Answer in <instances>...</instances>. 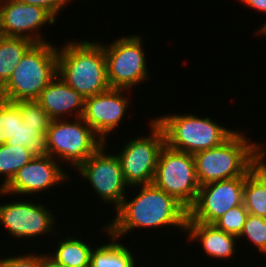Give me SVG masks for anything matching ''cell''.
I'll return each instance as SVG.
<instances>
[{"label":"cell","instance_id":"obj_1","mask_svg":"<svg viewBox=\"0 0 266 267\" xmlns=\"http://www.w3.org/2000/svg\"><path fill=\"white\" fill-rule=\"evenodd\" d=\"M139 192L128 200L125 196L115 209L116 215L108 221V233L119 239L135 229L174 227L186 232L188 210L173 196L153 183L134 186ZM170 226V227H168Z\"/></svg>","mask_w":266,"mask_h":267},{"label":"cell","instance_id":"obj_2","mask_svg":"<svg viewBox=\"0 0 266 267\" xmlns=\"http://www.w3.org/2000/svg\"><path fill=\"white\" fill-rule=\"evenodd\" d=\"M75 39L57 47V75L85 99L110 89L100 42Z\"/></svg>","mask_w":266,"mask_h":267},{"label":"cell","instance_id":"obj_3","mask_svg":"<svg viewBox=\"0 0 266 267\" xmlns=\"http://www.w3.org/2000/svg\"><path fill=\"white\" fill-rule=\"evenodd\" d=\"M236 131L220 146L193 154L199 185L246 177L259 157V142L251 141L246 133Z\"/></svg>","mask_w":266,"mask_h":267},{"label":"cell","instance_id":"obj_4","mask_svg":"<svg viewBox=\"0 0 266 267\" xmlns=\"http://www.w3.org/2000/svg\"><path fill=\"white\" fill-rule=\"evenodd\" d=\"M57 46L51 42L34 44L0 89V98L10 102L36 100L57 75Z\"/></svg>","mask_w":266,"mask_h":267},{"label":"cell","instance_id":"obj_5","mask_svg":"<svg viewBox=\"0 0 266 267\" xmlns=\"http://www.w3.org/2000/svg\"><path fill=\"white\" fill-rule=\"evenodd\" d=\"M154 121L162 128L168 147L190 154L220 146L237 131L195 114H167Z\"/></svg>","mask_w":266,"mask_h":267},{"label":"cell","instance_id":"obj_6","mask_svg":"<svg viewBox=\"0 0 266 267\" xmlns=\"http://www.w3.org/2000/svg\"><path fill=\"white\" fill-rule=\"evenodd\" d=\"M103 143L82 117L52 120L46 133L47 154L59 162L65 161L73 169L85 162Z\"/></svg>","mask_w":266,"mask_h":267},{"label":"cell","instance_id":"obj_7","mask_svg":"<svg viewBox=\"0 0 266 267\" xmlns=\"http://www.w3.org/2000/svg\"><path fill=\"white\" fill-rule=\"evenodd\" d=\"M142 40L141 35L132 34L116 38L108 46L101 42L110 88L129 91L150 78Z\"/></svg>","mask_w":266,"mask_h":267},{"label":"cell","instance_id":"obj_8","mask_svg":"<svg viewBox=\"0 0 266 267\" xmlns=\"http://www.w3.org/2000/svg\"><path fill=\"white\" fill-rule=\"evenodd\" d=\"M153 184L188 210L200 188L193 154L172 149L165 144L158 156Z\"/></svg>","mask_w":266,"mask_h":267},{"label":"cell","instance_id":"obj_9","mask_svg":"<svg viewBox=\"0 0 266 267\" xmlns=\"http://www.w3.org/2000/svg\"><path fill=\"white\" fill-rule=\"evenodd\" d=\"M149 135L134 137L122 144L118 156L130 188L153 183L158 156L165 145L162 128L151 119Z\"/></svg>","mask_w":266,"mask_h":267},{"label":"cell","instance_id":"obj_10","mask_svg":"<svg viewBox=\"0 0 266 267\" xmlns=\"http://www.w3.org/2000/svg\"><path fill=\"white\" fill-rule=\"evenodd\" d=\"M107 148L104 142L85 162L80 164L77 170L81 177L88 180L91 188L100 197L101 202L113 204L116 209L121 205L125 196V190L130 189L127 184L121 163L116 153L106 154Z\"/></svg>","mask_w":266,"mask_h":267},{"label":"cell","instance_id":"obj_11","mask_svg":"<svg viewBox=\"0 0 266 267\" xmlns=\"http://www.w3.org/2000/svg\"><path fill=\"white\" fill-rule=\"evenodd\" d=\"M43 202L36 203L18 199L11 203H0V224L5 227L14 239L35 238L40 235H56V215Z\"/></svg>","mask_w":266,"mask_h":267},{"label":"cell","instance_id":"obj_12","mask_svg":"<svg viewBox=\"0 0 266 267\" xmlns=\"http://www.w3.org/2000/svg\"><path fill=\"white\" fill-rule=\"evenodd\" d=\"M245 179L236 177L200 186L195 202L188 209V218L213 224L231 208L243 204Z\"/></svg>","mask_w":266,"mask_h":267},{"label":"cell","instance_id":"obj_13","mask_svg":"<svg viewBox=\"0 0 266 267\" xmlns=\"http://www.w3.org/2000/svg\"><path fill=\"white\" fill-rule=\"evenodd\" d=\"M62 162L48 154L36 155L30 162L18 170L12 180L2 189L0 196L29 195L43 193L55 185L70 180L68 172L63 171ZM69 175V176H68Z\"/></svg>","mask_w":266,"mask_h":267},{"label":"cell","instance_id":"obj_14","mask_svg":"<svg viewBox=\"0 0 266 267\" xmlns=\"http://www.w3.org/2000/svg\"><path fill=\"white\" fill-rule=\"evenodd\" d=\"M55 21L56 18L44 8L18 0H0L1 36L26 38L35 44L46 43L47 40L40 33L41 27L53 25Z\"/></svg>","mask_w":266,"mask_h":267},{"label":"cell","instance_id":"obj_15","mask_svg":"<svg viewBox=\"0 0 266 267\" xmlns=\"http://www.w3.org/2000/svg\"><path fill=\"white\" fill-rule=\"evenodd\" d=\"M127 89L110 88L108 91L85 99L83 120L107 144L109 133L119 129L130 105Z\"/></svg>","mask_w":266,"mask_h":267},{"label":"cell","instance_id":"obj_16","mask_svg":"<svg viewBox=\"0 0 266 267\" xmlns=\"http://www.w3.org/2000/svg\"><path fill=\"white\" fill-rule=\"evenodd\" d=\"M36 101L52 120L80 118L84 113L85 98L58 75L42 90Z\"/></svg>","mask_w":266,"mask_h":267},{"label":"cell","instance_id":"obj_17","mask_svg":"<svg viewBox=\"0 0 266 267\" xmlns=\"http://www.w3.org/2000/svg\"><path fill=\"white\" fill-rule=\"evenodd\" d=\"M185 234L189 241H198L204 253L215 260L235 256L238 237L218 229L214 224L193 222L187 217Z\"/></svg>","mask_w":266,"mask_h":267},{"label":"cell","instance_id":"obj_18","mask_svg":"<svg viewBox=\"0 0 266 267\" xmlns=\"http://www.w3.org/2000/svg\"><path fill=\"white\" fill-rule=\"evenodd\" d=\"M101 228L103 234L106 233L109 242L98 245L92 249L90 254V267H136L135 255L133 251L119 243V239L108 233V226ZM110 236V237H109Z\"/></svg>","mask_w":266,"mask_h":267},{"label":"cell","instance_id":"obj_19","mask_svg":"<svg viewBox=\"0 0 266 267\" xmlns=\"http://www.w3.org/2000/svg\"><path fill=\"white\" fill-rule=\"evenodd\" d=\"M57 244L58 248L53 253L47 252V256L55 263L63 267H90V254L93 249L90 243L71 235L63 240L61 237Z\"/></svg>","mask_w":266,"mask_h":267},{"label":"cell","instance_id":"obj_20","mask_svg":"<svg viewBox=\"0 0 266 267\" xmlns=\"http://www.w3.org/2000/svg\"><path fill=\"white\" fill-rule=\"evenodd\" d=\"M34 44L26 38L0 35V89L7 83L16 65Z\"/></svg>","mask_w":266,"mask_h":267},{"label":"cell","instance_id":"obj_21","mask_svg":"<svg viewBox=\"0 0 266 267\" xmlns=\"http://www.w3.org/2000/svg\"><path fill=\"white\" fill-rule=\"evenodd\" d=\"M36 155L24 145L11 146L7 143L0 145V176L5 177L0 187H5L20 168L30 162Z\"/></svg>","mask_w":266,"mask_h":267},{"label":"cell","instance_id":"obj_22","mask_svg":"<svg viewBox=\"0 0 266 267\" xmlns=\"http://www.w3.org/2000/svg\"><path fill=\"white\" fill-rule=\"evenodd\" d=\"M22 121L19 106L15 102L0 98V145H17L18 125Z\"/></svg>","mask_w":266,"mask_h":267},{"label":"cell","instance_id":"obj_23","mask_svg":"<svg viewBox=\"0 0 266 267\" xmlns=\"http://www.w3.org/2000/svg\"><path fill=\"white\" fill-rule=\"evenodd\" d=\"M243 203L249 214L266 218V186L251 171L246 175Z\"/></svg>","mask_w":266,"mask_h":267},{"label":"cell","instance_id":"obj_24","mask_svg":"<svg viewBox=\"0 0 266 267\" xmlns=\"http://www.w3.org/2000/svg\"><path fill=\"white\" fill-rule=\"evenodd\" d=\"M49 127H31L20 122L17 131V145H24L35 155L47 154L46 133Z\"/></svg>","mask_w":266,"mask_h":267},{"label":"cell","instance_id":"obj_25","mask_svg":"<svg viewBox=\"0 0 266 267\" xmlns=\"http://www.w3.org/2000/svg\"><path fill=\"white\" fill-rule=\"evenodd\" d=\"M249 240L260 253L266 254V218L249 214L243 231L238 237Z\"/></svg>","mask_w":266,"mask_h":267},{"label":"cell","instance_id":"obj_26","mask_svg":"<svg viewBox=\"0 0 266 267\" xmlns=\"http://www.w3.org/2000/svg\"><path fill=\"white\" fill-rule=\"evenodd\" d=\"M248 215L249 213L243 203L237 207L231 208L213 224L218 229L239 237L243 231Z\"/></svg>","mask_w":266,"mask_h":267},{"label":"cell","instance_id":"obj_27","mask_svg":"<svg viewBox=\"0 0 266 267\" xmlns=\"http://www.w3.org/2000/svg\"><path fill=\"white\" fill-rule=\"evenodd\" d=\"M21 111L23 122L31 127H50L51 117L36 100L15 102Z\"/></svg>","mask_w":266,"mask_h":267},{"label":"cell","instance_id":"obj_28","mask_svg":"<svg viewBox=\"0 0 266 267\" xmlns=\"http://www.w3.org/2000/svg\"><path fill=\"white\" fill-rule=\"evenodd\" d=\"M30 253L0 258V267H43V253Z\"/></svg>","mask_w":266,"mask_h":267},{"label":"cell","instance_id":"obj_29","mask_svg":"<svg viewBox=\"0 0 266 267\" xmlns=\"http://www.w3.org/2000/svg\"><path fill=\"white\" fill-rule=\"evenodd\" d=\"M18 1L21 3L44 8L48 12H50L55 18L62 11V9H64L66 5L68 6V3L71 2V0H18Z\"/></svg>","mask_w":266,"mask_h":267},{"label":"cell","instance_id":"obj_30","mask_svg":"<svg viewBox=\"0 0 266 267\" xmlns=\"http://www.w3.org/2000/svg\"><path fill=\"white\" fill-rule=\"evenodd\" d=\"M251 172L266 186V163L260 157L253 162Z\"/></svg>","mask_w":266,"mask_h":267},{"label":"cell","instance_id":"obj_31","mask_svg":"<svg viewBox=\"0 0 266 267\" xmlns=\"http://www.w3.org/2000/svg\"><path fill=\"white\" fill-rule=\"evenodd\" d=\"M250 9L266 13V0H238Z\"/></svg>","mask_w":266,"mask_h":267},{"label":"cell","instance_id":"obj_32","mask_svg":"<svg viewBox=\"0 0 266 267\" xmlns=\"http://www.w3.org/2000/svg\"><path fill=\"white\" fill-rule=\"evenodd\" d=\"M43 267H63L61 265H58L53 260H51L47 254L43 253Z\"/></svg>","mask_w":266,"mask_h":267},{"label":"cell","instance_id":"obj_33","mask_svg":"<svg viewBox=\"0 0 266 267\" xmlns=\"http://www.w3.org/2000/svg\"><path fill=\"white\" fill-rule=\"evenodd\" d=\"M259 157L266 163V149H263L262 143L259 144Z\"/></svg>","mask_w":266,"mask_h":267},{"label":"cell","instance_id":"obj_34","mask_svg":"<svg viewBox=\"0 0 266 267\" xmlns=\"http://www.w3.org/2000/svg\"><path fill=\"white\" fill-rule=\"evenodd\" d=\"M256 34L257 36L258 35L266 36V22H264L262 26H260L259 30L256 29Z\"/></svg>","mask_w":266,"mask_h":267}]
</instances>
